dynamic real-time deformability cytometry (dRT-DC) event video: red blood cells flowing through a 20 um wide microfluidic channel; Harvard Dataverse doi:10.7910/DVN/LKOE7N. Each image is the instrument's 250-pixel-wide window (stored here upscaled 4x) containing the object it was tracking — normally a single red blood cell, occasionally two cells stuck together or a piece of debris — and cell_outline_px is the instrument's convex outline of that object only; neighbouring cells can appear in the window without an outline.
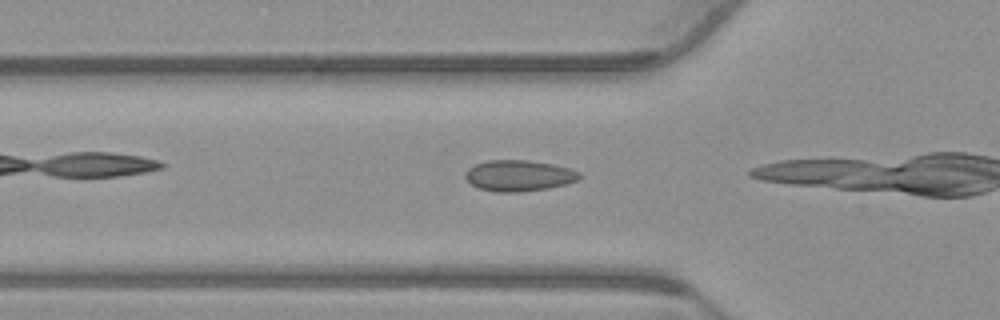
{"species": "common noctule bat (a hibernating species)", "species_latin": "Nyctalus noctula", "temperature_condition": "warm", "stored_images_in_passage": 6, "camera_frame_rate_fps": 3000, "um_per_image_px": 0.085, "animal": {"sex": "male", "body_mass_g": 23.1, "forearm_length_mm": 52.7}, "frame": {"image": 1, "passage_image": 3, "time_ms": 0.667, "image_size_px": [1000, 320], "cell_outline_px": [[580, 176], [576, 180], [564, 184], [548, 188], [516, 192], [496, 192], [480, 188], [472, 184], [464, 176], [464, 172], [468, 168], [476, 164], [488, 160], [528, 160], [552, 164], [568, 168], [580, 172]], "centroid_in_image_um": [44.07, 14.92], "position_along_channel_um": 81.7, "area_um2": 20.4}}